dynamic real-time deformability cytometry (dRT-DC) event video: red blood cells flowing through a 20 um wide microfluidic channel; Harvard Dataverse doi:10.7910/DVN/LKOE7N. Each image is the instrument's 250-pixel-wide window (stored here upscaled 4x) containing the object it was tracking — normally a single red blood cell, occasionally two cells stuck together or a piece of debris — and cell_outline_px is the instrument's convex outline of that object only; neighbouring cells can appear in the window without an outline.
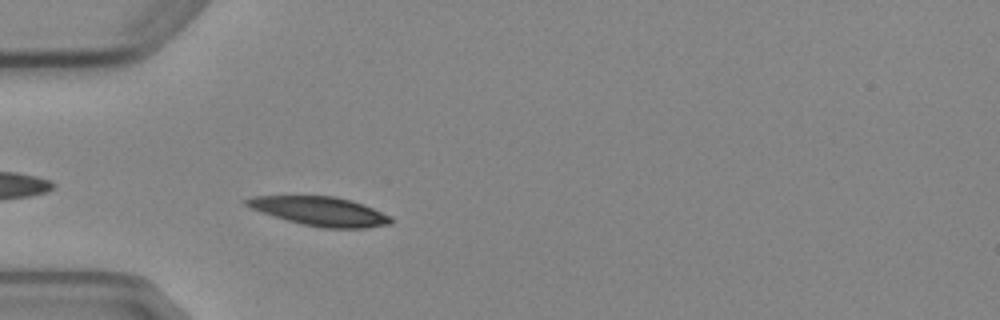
{"species": "Egyptian fruit bat (a non-hibernating species)", "species_latin": "Rousettus aegyptiacus", "temperature_condition": "cold", "stored_images_in_passage": 3, "camera_frame_rate_fps": 3000, "um_per_image_px": 0.085, "animal": {"sex": "female"}, "frame": {"image": 1, "passage_image": 3, "time_ms": 2.333, "image_size_px": [1000, 320], "cell_outline_px": [[392, 224], [364, 228], [324, 228], [304, 224], [288, 220], [252, 208], [244, 204], [240, 200], [252, 196], [336, 196], [352, 200], [364, 204], [392, 216]], "centroid_in_image_um": [27.24, 17.94], "position_along_channel_um": 57.8, "area_um2": 24.33}}